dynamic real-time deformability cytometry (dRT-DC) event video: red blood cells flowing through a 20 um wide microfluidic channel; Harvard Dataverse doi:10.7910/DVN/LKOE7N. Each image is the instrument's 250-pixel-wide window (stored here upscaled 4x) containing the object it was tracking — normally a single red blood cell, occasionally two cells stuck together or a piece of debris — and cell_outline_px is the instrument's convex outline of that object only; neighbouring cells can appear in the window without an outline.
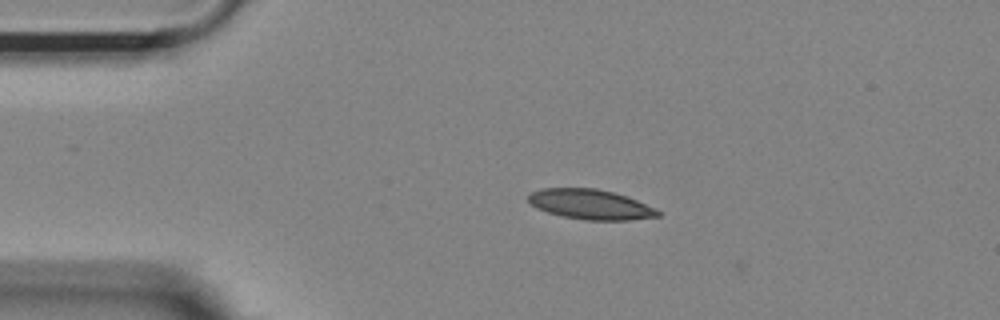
{"species": "Egyptian fruit bat (a non-hibernating species)", "species_latin": "Rousettus aegyptiacus", "temperature_condition": "room temperature", "stored_images_in_passage": 44, "camera_frame_rate_fps": 3000, "um_per_image_px": 0.085, "animal": {"sex": "female"}, "frame": {"image": 1, "passage_image": 1, "time_ms": 0.0, "image_size_px": [1000, 320], "cell_outline_px": [[660, 216], [628, 220], [584, 220], [560, 216], [536, 208], [528, 200], [528, 196], [532, 192], [540, 188], [596, 188], [628, 196], [656, 208], [660, 212]], "centroid_in_image_um": [50.2, 17.37], "position_along_channel_um": 34.8, "area_um2": 22.72}}
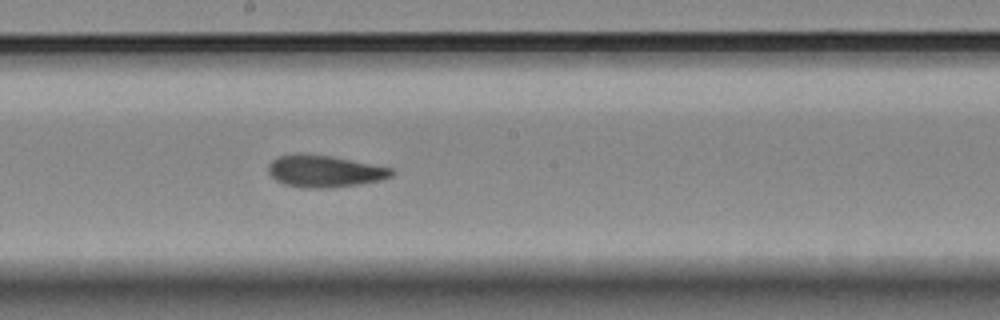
{"frame": {"image": 2, "passage_image": 19, "time_ms": 6.0, "image_size_px": [1000, 320], "cell_outline_px": [[396, 172], [392, 176], [380, 180], [360, 184], [332, 188], [300, 188], [284, 184], [276, 180], [268, 172], [268, 164], [272, 160], [280, 156], [300, 152], [332, 156], [392, 168]], "centroid_in_image_um": [27.57, 14.55], "position_along_channel_um": 220.6, "area_um2": 23.24}}
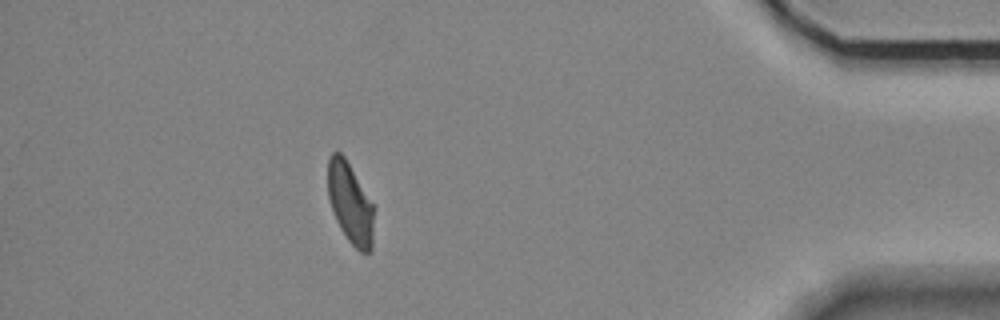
{"frame": {"image": 3, "passage_image": 38, "time_ms": 12.333, "image_size_px": [1000, 320], "cell_outline_px": [[372, 252], [360, 252], [348, 240], [340, 228], [336, 220], [328, 196], [328, 156], [332, 152], [340, 152], [344, 156], [372, 204]], "centroid_in_image_um": [29.73, 17.27], "position_along_channel_um": 405.5, "area_um2": 21.1}, "authors_computed_cell_mechanics": {"area_um2": 22.8021, "velocity_mm_per_s": 3.6759, "shape_relaxation_time_tau1_ms": 5.5798, "shape_relaxation_time_tau2_ms": 2.5311, "deformation_change_tau1": 0.1489, "deformation_change_tau2": 0.0698}}